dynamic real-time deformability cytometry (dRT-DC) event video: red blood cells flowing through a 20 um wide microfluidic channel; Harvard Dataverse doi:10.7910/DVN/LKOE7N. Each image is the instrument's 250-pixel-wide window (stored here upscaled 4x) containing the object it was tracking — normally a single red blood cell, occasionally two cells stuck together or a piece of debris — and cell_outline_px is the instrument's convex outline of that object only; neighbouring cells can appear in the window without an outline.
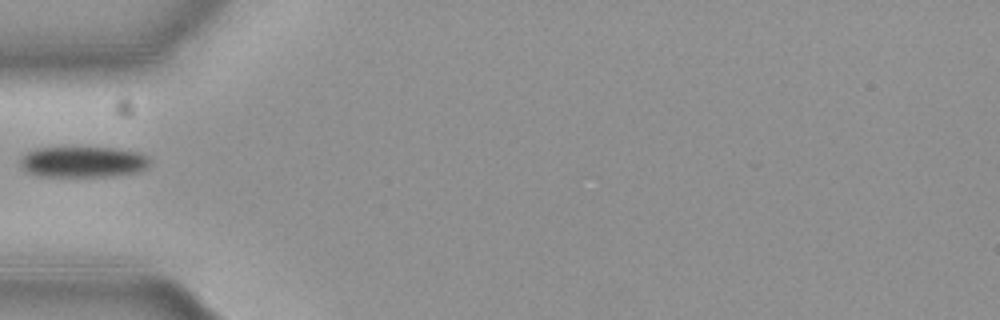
{"species": "common noctule bat (a hibernating species)", "species_latin": "Nyctalus noctula", "temperature_condition": "cold", "stored_images_in_passage": 38, "camera_frame_rate_fps": 3000, "um_per_image_px": 0.085, "animal": {"sex": "female", "body_mass_g": 19.3, "forearm_length_mm": 54.1}, "frame": {"image": 1, "passage_image": 1, "time_ms": 0.0, "image_size_px": [1000, 320], "cell_outline_px": [[148, 164], [144, 168], [136, 172], [112, 176], [40, 176], [28, 172], [20, 164], [20, 160], [28, 152], [36, 148], [112, 148], [136, 152], [144, 156], [148, 160]], "centroid_in_image_um": [7.01, 13.77], "position_along_channel_um": 78.0, "area_um2": 22.72}}
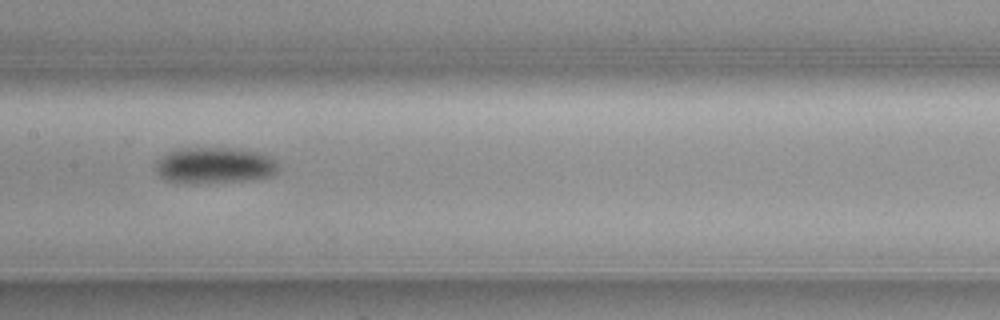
{"frame": {"image": 2, "passage_image": 10, "time_ms": 3.0, "image_size_px": [1000, 320], "cell_outline_px": [[276, 172], [272, 176], [248, 180], [188, 184], [164, 180], [156, 172], [156, 160], [168, 152], [176, 148], [232, 148], [256, 152], [272, 156], [276, 164]], "centroid_in_image_um": [18.18, 14.06], "position_along_channel_um": 189.2, "area_um2": 26.01}}
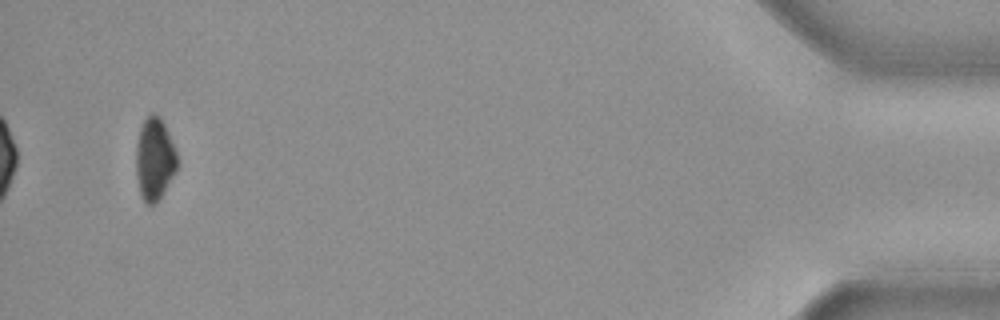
{"frame": {"image": 3, "passage_image": 36, "time_ms": 11.667, "image_size_px": [1000, 320], "cell_outline_px": [[176, 168], [160, 200], [156, 204], [148, 204], [140, 196], [136, 176], [136, 144], [140, 128], [144, 120], [152, 112], [156, 112], [160, 116], [164, 124], [176, 152]], "centroid_in_image_um": [13.1, 13.52], "position_along_channel_um": 422.1, "area_um2": 19.65}}